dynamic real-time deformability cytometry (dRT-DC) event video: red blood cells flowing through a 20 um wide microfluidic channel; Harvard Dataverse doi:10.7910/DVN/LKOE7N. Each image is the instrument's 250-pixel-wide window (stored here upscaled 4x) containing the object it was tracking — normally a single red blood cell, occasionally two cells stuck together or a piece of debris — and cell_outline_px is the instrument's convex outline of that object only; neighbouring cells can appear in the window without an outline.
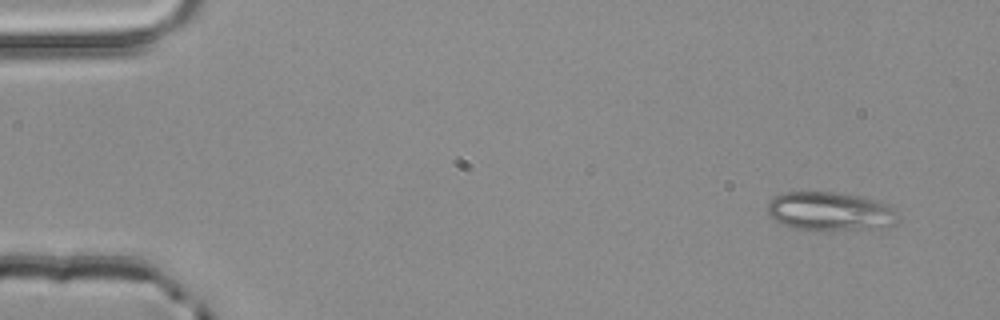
{"species": "common noctule bat (a hibernating species)", "species_latin": "Nyctalus noctula", "temperature_condition": "room temperature", "stored_images_in_passage": 4, "camera_frame_rate_fps": 3000, "um_per_image_px": 0.085, "animal": {"sex": "male", "body_mass_g": 20.4}, "frame": {"image": 1, "passage_image": 1, "time_ms": 0.0, "image_size_px": [1000, 320], "cell_outline_px": [[900, 220], [888, 232], [792, 228], [780, 224], [768, 216], [768, 200], [772, 196], [784, 192], [832, 192], [860, 196], [880, 200], [888, 204], [892, 208]], "centroid_in_image_um": [70.67, 18.01], "position_along_channel_um": 14.3, "area_um2": 30.81}}